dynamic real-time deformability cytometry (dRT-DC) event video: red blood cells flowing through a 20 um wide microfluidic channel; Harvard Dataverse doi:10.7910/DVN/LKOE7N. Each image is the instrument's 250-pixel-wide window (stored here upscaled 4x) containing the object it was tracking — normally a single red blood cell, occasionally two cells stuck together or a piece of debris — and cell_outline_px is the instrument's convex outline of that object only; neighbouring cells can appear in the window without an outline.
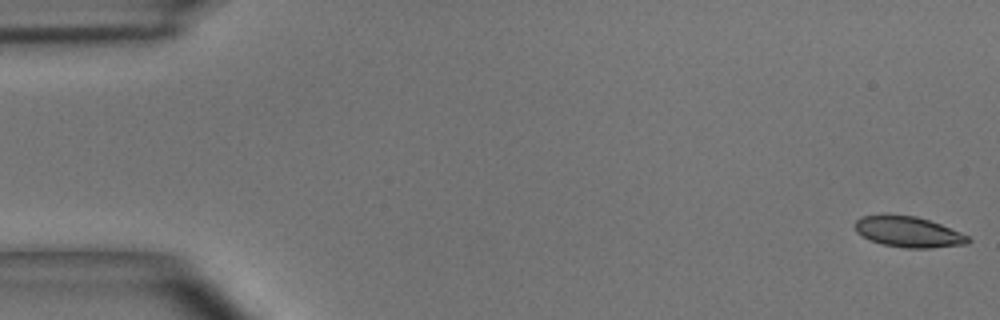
{"species": "common noctule bat (a hibernating species)", "species_latin": "Nyctalus noctula", "temperature_condition": "room temperature", "stored_images_in_passage": 14, "camera_frame_rate_fps": 3000, "um_per_image_px": 0.085, "animal": {"sex": "male", "body_mass_g": 15.6}, "frame": {"image": 1, "passage_image": 1, "time_ms": 0.0, "image_size_px": [1000, 320], "cell_outline_px": [[972, 240], [968, 244], [932, 248], [904, 248], [884, 244], [868, 240], [856, 232], [856, 220], [860, 216], [884, 212], [888, 212], [916, 216], [940, 224], [960, 232], [968, 236]], "centroid_in_image_um": [77.17, 19.68], "position_along_channel_um": 7.8, "area_um2": 20.81}}
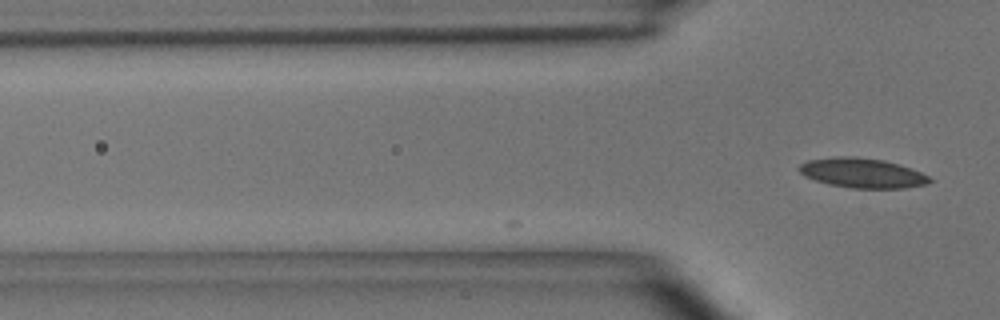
{"frame": {"image": 2, "passage_image": 14, "time_ms": 4.333, "image_size_px": [1000, 320], "cell_outline_px": [[932, 180], [924, 184], [904, 188], [852, 188], [828, 184], [804, 176], [796, 168], [800, 164], [808, 160], [836, 156], [856, 156], [884, 160], [920, 172], [928, 176]], "centroid_in_image_um": [73.22, 14.69], "position_along_channel_um": 52.6, "area_um2": 22.43}}